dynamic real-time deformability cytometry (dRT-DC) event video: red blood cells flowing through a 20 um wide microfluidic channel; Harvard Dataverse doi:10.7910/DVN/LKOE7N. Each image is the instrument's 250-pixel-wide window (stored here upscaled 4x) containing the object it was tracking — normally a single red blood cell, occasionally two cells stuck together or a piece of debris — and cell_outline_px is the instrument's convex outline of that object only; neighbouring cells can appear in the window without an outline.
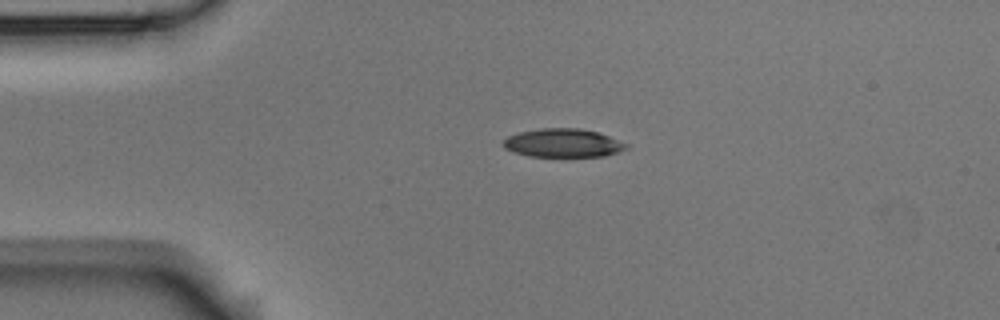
{"species": "Egyptian fruit bat (a non-hibernating species)", "species_latin": "Rousettus aegyptiacus", "temperature_condition": "room temperature", "stored_images_in_passage": 4, "camera_frame_rate_fps": 3000, "um_per_image_px": 0.085, "animal": {"sex": "male"}, "frame": {"image": 1, "passage_image": 3, "time_ms": 2.0, "image_size_px": [1000, 320], "cell_outline_px": [[628, 148], [604, 156], [528, 156], [512, 152], [504, 148], [504, 140], [508, 136], [520, 132], [540, 128], [580, 128], [596, 132], [608, 136], [628, 144]], "centroid_in_image_um": [47.83, 12.15], "position_along_channel_um": 37.2, "area_um2": 20.23}}